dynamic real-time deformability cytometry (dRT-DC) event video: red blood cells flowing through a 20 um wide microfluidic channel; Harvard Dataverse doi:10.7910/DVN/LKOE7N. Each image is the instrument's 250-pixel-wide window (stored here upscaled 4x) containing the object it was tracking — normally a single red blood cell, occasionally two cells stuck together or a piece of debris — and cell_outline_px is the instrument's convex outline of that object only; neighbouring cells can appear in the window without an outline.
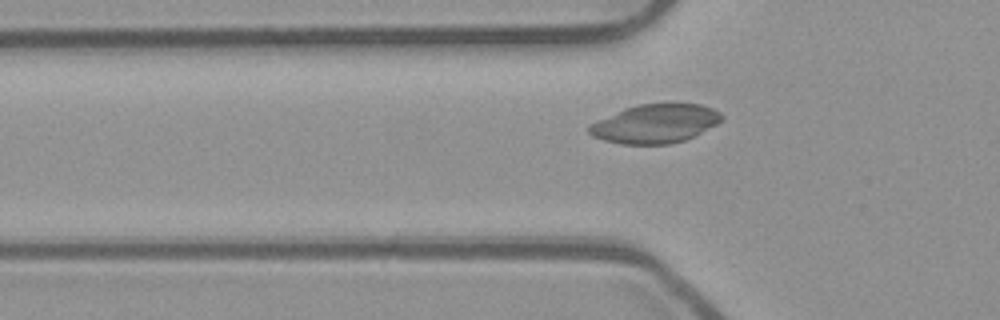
{"species": "common noctule bat (a hibernating species)", "species_latin": "Nyctalus noctula", "temperature_condition": "room temperature", "stored_images_in_passage": 38, "camera_frame_rate_fps": 3000, "um_per_image_px": 0.085, "animal": {"sex": "male", "body_mass_g": 23.1, "forearm_length_mm": 52.7}, "frame": {"image": 1, "passage_image": 7, "time_ms": 2.0, "image_size_px": [1000, 320], "cell_outline_px": [[724, 120], [684, 140], [668, 144], [620, 144], [604, 140], [592, 136], [588, 132], [588, 124], [624, 108], [636, 104], [700, 104], [712, 108], [720, 112], [724, 116]], "centroid_in_image_um": [55.66, 10.51], "position_along_channel_um": 70.1, "area_um2": 29.88}}
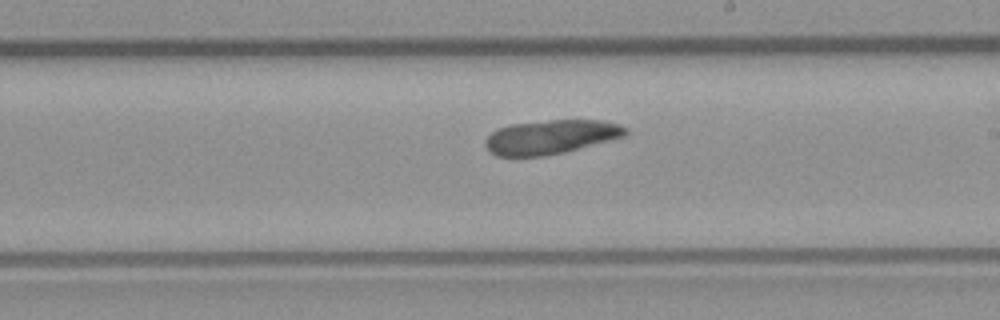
{"frame": {"image": 2, "passage_image": 20, "time_ms": 6.333, "image_size_px": [1000, 320], "cell_outline_px": [[628, 132], [624, 136], [564, 152], [544, 156], [496, 156], [484, 144], [484, 140], [492, 132], [500, 128], [512, 124], [552, 120], [604, 120], [620, 124], [628, 128]], "centroid_in_image_um": [46.84, 11.63], "position_along_channel_um": 242.2, "area_um2": 27.63}}
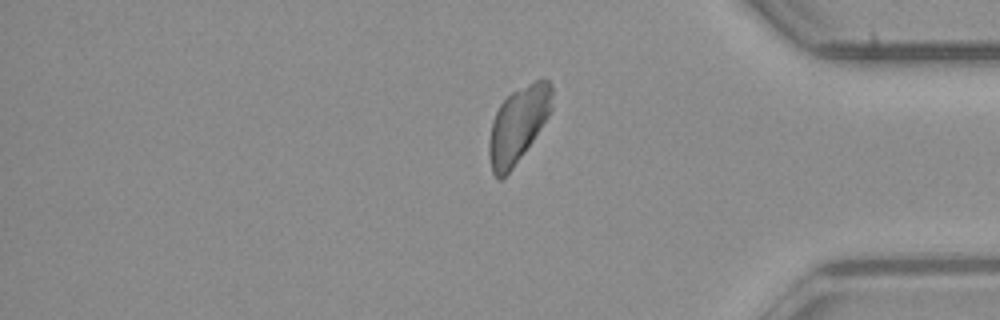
{"frame": {"image": 3, "passage_image": 33, "time_ms": 10.667, "image_size_px": [1000, 320], "cell_outline_px": [[552, 112], [524, 152], [512, 168], [500, 180], [492, 172], [488, 152], [488, 144], [492, 120], [500, 104], [512, 92], [540, 76], [548, 80], [552, 84]], "centroid_in_image_um": [44.06, 10.54], "position_along_channel_um": 391.1, "area_um2": 27.86}}